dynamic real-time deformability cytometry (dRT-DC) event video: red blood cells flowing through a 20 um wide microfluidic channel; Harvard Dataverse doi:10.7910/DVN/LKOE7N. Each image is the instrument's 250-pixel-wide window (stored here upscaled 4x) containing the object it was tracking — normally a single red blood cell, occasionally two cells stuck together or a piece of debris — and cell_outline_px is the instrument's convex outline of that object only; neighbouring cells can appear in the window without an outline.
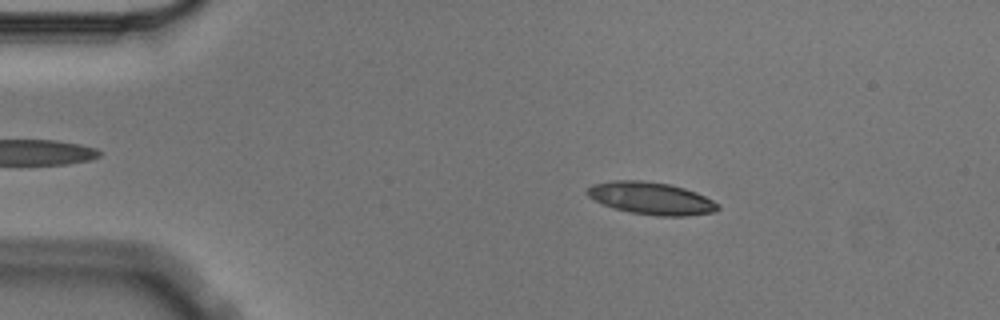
{"species": "Egyptian fruit bat (a non-hibernating species)", "species_latin": "Rousettus aegyptiacus", "temperature_condition": "cold", "stored_images_in_passage": 2, "camera_frame_rate_fps": 3000, "um_per_image_px": 0.085, "animal": {"sex": "male"}, "frame": {"image": 1, "passage_image": 1, "time_ms": 0.0, "image_size_px": [1000, 320], "cell_outline_px": [[720, 208], [716, 212], [688, 216], [656, 216], [628, 212], [612, 208], [588, 196], [584, 192], [592, 184], [612, 180], [640, 180], [668, 184], [684, 188], [696, 192], [720, 204]], "centroid_in_image_um": [55.35, 16.86], "position_along_channel_um": 29.6, "area_um2": 24.8}}